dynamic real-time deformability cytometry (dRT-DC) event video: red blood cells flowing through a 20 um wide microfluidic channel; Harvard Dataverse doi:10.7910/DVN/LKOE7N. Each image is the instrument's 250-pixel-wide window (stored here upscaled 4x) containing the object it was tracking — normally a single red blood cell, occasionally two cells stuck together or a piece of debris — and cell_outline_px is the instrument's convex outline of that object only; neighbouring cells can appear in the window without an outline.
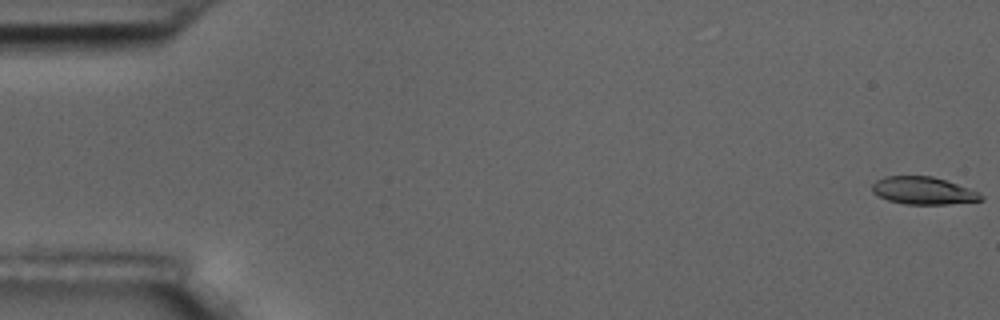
{"species": "common noctule bat (a hibernating species)", "species_latin": "Nyctalus noctula", "temperature_condition": "room temperature", "stored_images_in_passage": 57, "camera_frame_rate_fps": 3000, "um_per_image_px": 0.085, "animal": {"sex": "male", "body_mass_g": 17.5, "forearm_length_mm": 52.3}, "frame": {"image": 1, "passage_image": 1, "time_ms": 0.0, "image_size_px": [1000, 320], "cell_outline_px": [[984, 200], [948, 204], [904, 204], [888, 200], [872, 192], [872, 184], [876, 180], [884, 176], [932, 176], [980, 192], [984, 196]], "centroid_in_image_um": [78.48, 16.21], "position_along_channel_um": 6.5, "area_um2": 17.4}}
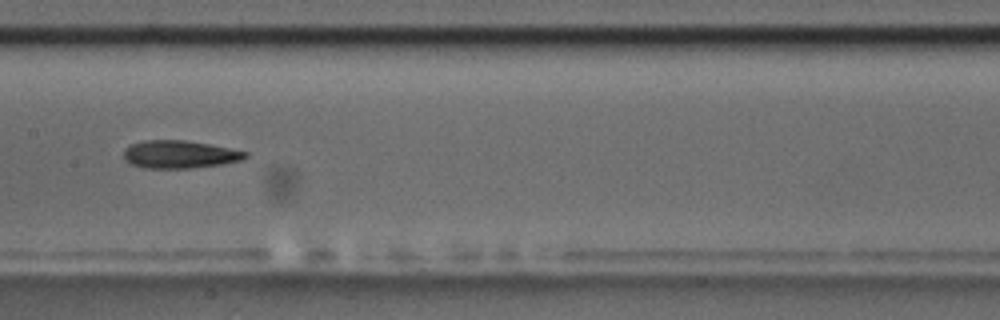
{"frame": {"image": 2, "passage_image": 29, "time_ms": 9.333, "image_size_px": [1000, 320], "cell_outline_px": [[248, 156], [240, 160], [220, 164], [192, 168], [144, 168], [132, 164], [124, 160], [124, 148], [132, 144], [144, 140], [184, 140], [208, 144], [248, 152]], "centroid_in_image_um": [15.22, 13.12], "position_along_channel_um": 192.2, "area_um2": 19.54}}
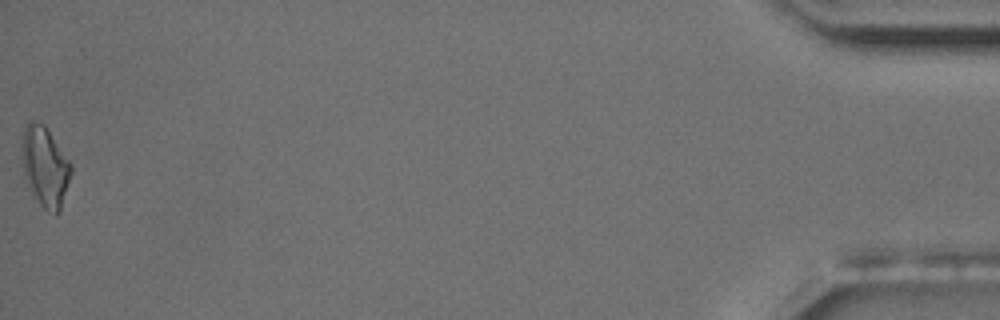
{"frame": {"image": 3, "passage_image": 57, "time_ms": 18.667, "image_size_px": [1000, 320], "cell_outline_px": [[72, 172], [60, 212], [56, 216], [48, 212], [32, 196], [24, 172], [20, 152], [20, 144], [24, 124], [28, 120], [36, 120], [44, 124], [48, 128], [72, 164]], "centroid_in_image_um": [3.81, 14.12], "position_along_channel_um": 431.4, "area_um2": 23.76}, "authors_computed_cell_mechanics": {"area_um2": 19.5364, "velocity_mm_per_s": 3.6102, "shape_relaxation_time_tau1_ms": 5.3669, "shape_relaxation_time_tau2_ms": 4.8764, "deformation_change_tau1": 0.1666, "deformation_change_tau2": 0.1461}}